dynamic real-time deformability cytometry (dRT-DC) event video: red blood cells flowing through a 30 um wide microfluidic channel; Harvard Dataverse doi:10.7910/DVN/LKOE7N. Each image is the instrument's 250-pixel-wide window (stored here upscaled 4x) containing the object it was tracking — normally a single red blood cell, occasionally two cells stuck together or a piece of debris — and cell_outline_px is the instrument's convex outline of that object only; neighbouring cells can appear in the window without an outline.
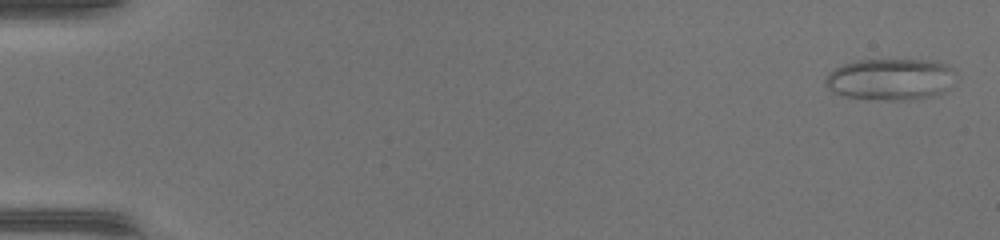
{"species": "common noctule bat (a hibernating species)", "species_latin": "Nyctalus noctula", "temperature_condition": "warm", "stored_images_in_passage": 14, "camera_frame_rate_fps": 3000, "um_per_image_px": 0.085, "animal": {"sex": "female", "body_mass_g": 17.0, "forearm_length_mm": 48.0}, "frame": {"image": 1, "passage_image": 2, "time_ms": 0.333, "image_size_px": [1000, 240], "cell_outline_px": [[948, 68], [944, 92], [936, 96], [908, 100], [880, 100], [844, 96], [832, 92], [824, 84], [824, 80], [828, 72], [844, 64], [856, 60], [932, 60], [944, 64]], "centroid_in_image_um": [75.51, 6.75], "position_along_channel_um": 9.5, "area_um2": 30.87}}